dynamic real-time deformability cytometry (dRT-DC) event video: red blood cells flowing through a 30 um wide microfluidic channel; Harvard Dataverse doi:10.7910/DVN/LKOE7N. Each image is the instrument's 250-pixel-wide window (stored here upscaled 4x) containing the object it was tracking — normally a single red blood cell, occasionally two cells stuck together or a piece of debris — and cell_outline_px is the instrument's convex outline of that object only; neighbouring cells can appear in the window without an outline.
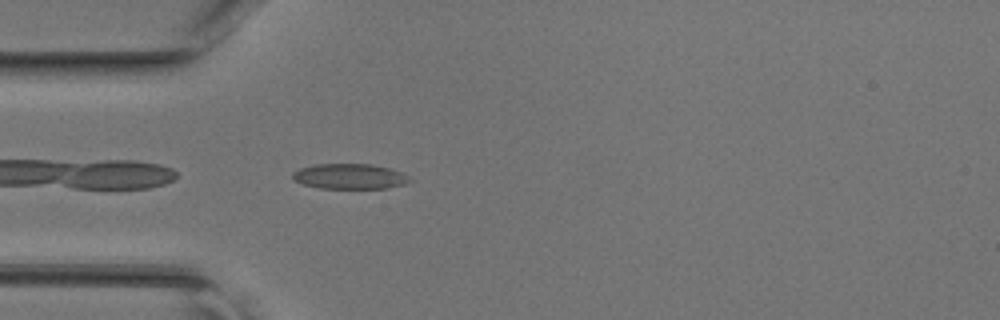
{"species": "common noctule bat (a hibernating species)", "species_latin": "Nyctalus noctula", "temperature_condition": "room temperature", "stored_images_in_passage": 33, "camera_frame_rate_fps": 3000, "um_per_image_px": 0.085, "animal": {"sex": "female", "body_mass_g": 17.0, "forearm_length_mm": 48.0}, "frame": {"image": 1, "passage_image": 1, "time_ms": 0.0, "image_size_px": [1000, 320], "cell_outline_px": [[412, 180], [404, 184], [388, 188], [320, 188], [304, 184], [292, 180], [292, 172], [300, 168], [312, 164], [372, 164], [392, 168], [408, 176]], "centroid_in_image_um": [29.71, 14.98], "position_along_channel_um": 55.3, "area_um2": 17.34}}
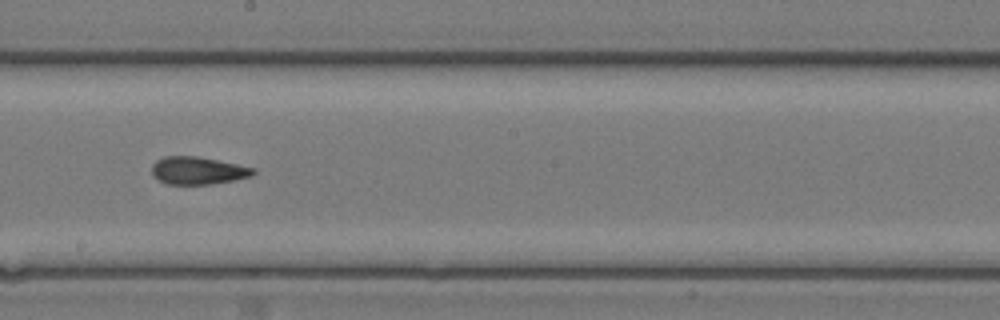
{"frame": {"image": 2, "passage_image": 13, "time_ms": 4.0, "image_size_px": [1000, 320], "cell_outline_px": [[256, 172], [252, 176], [212, 184], [164, 184], [156, 180], [152, 176], [152, 164], [156, 160], [164, 156], [196, 156], [256, 168]], "centroid_in_image_um": [16.77, 14.5], "position_along_channel_um": 231.4, "area_um2": 16.42}}
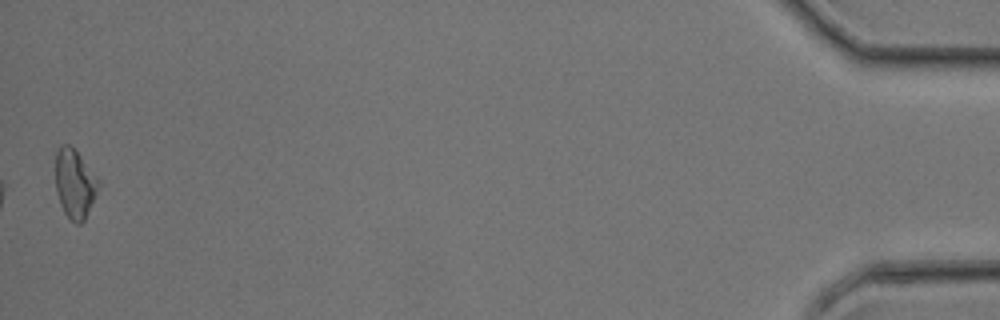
{"frame": {"image": 3, "passage_image": 33, "time_ms": 10.667, "image_size_px": [1000, 320], "cell_outline_px": [[100, 184], [84, 220], [80, 224], [76, 224], [64, 212], [60, 204], [56, 188], [56, 152], [60, 144], [72, 144], [100, 180]], "centroid_in_image_um": [6.35, 15.55], "position_along_channel_um": 428.8, "area_um2": 17.28}}